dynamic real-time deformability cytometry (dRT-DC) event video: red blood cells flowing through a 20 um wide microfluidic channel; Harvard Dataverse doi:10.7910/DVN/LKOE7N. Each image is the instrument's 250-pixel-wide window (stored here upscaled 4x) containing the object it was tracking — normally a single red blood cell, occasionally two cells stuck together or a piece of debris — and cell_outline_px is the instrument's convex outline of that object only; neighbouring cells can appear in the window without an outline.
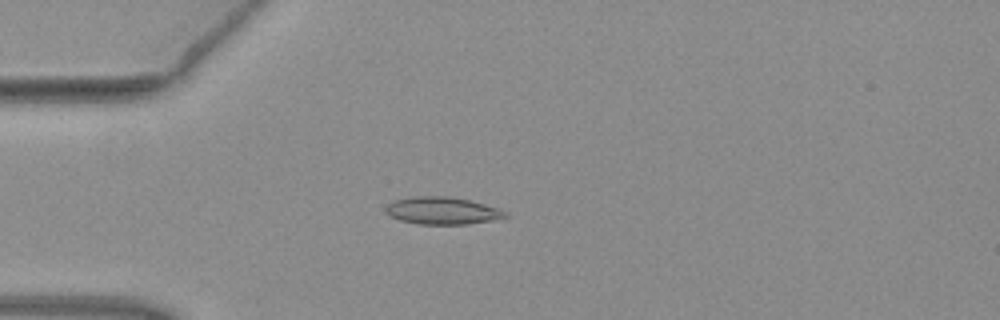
{"species": "common noctule bat (a hibernating species)", "species_latin": "Nyctalus noctula", "temperature_condition": "warm", "stored_images_in_passage": 4, "camera_frame_rate_fps": 3000, "um_per_image_px": 0.085, "animal": {"sex": "female", "body_mass_g": 19.3, "forearm_length_mm": 54.1}, "frame": {"image": 1, "passage_image": 4, "time_ms": 1.0, "image_size_px": [1000, 320], "cell_outline_px": [[508, 216], [492, 220], [468, 224], [420, 224], [400, 220], [384, 212], [384, 208], [388, 204], [396, 200], [416, 196], [448, 196], [468, 200], [500, 208], [508, 212]], "centroid_in_image_um": [37.61, 17.91], "position_along_channel_um": 47.4, "area_um2": 18.96}}